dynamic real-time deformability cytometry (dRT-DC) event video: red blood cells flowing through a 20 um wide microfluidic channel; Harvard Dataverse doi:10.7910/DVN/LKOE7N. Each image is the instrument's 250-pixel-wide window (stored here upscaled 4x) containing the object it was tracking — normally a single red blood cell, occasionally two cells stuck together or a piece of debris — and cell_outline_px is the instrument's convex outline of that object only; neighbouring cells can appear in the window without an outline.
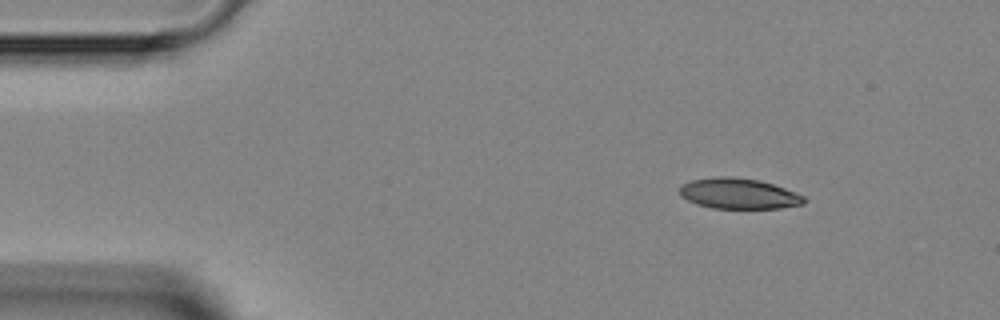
{"species": "Egyptian fruit bat (a non-hibernating species)", "species_latin": "Rousettus aegyptiacus", "temperature_condition": "room temperature", "stored_images_in_passage": 3, "camera_frame_rate_fps": 3000, "um_per_image_px": 0.085, "animal": {"sex": "female"}, "frame": {"image": 1, "passage_image": 1, "time_ms": 0.0, "image_size_px": [1000, 320], "cell_outline_px": [[808, 200], [804, 204], [780, 208], [712, 208], [696, 204], [680, 196], [680, 184], [692, 180], [716, 176], [732, 176], [760, 180], [784, 188], [804, 196]], "centroid_in_image_um": [62.78, 16.45], "position_along_channel_um": 22.2, "area_um2": 22.31}}
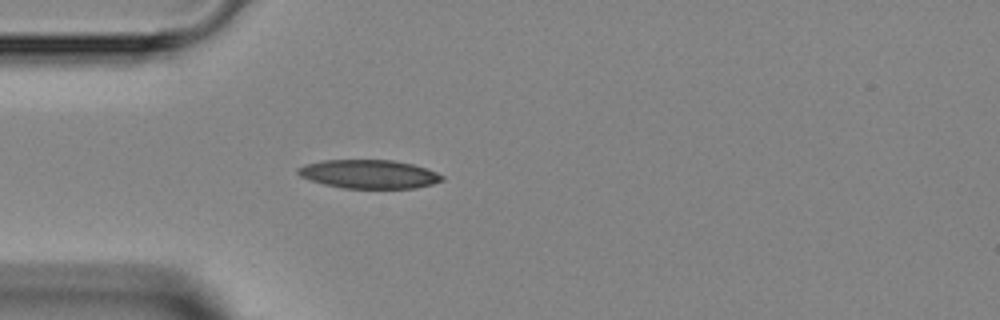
{"frame": {"image": 2, "passage_image": 3, "time_ms": 2.333, "image_size_px": [1000, 320], "cell_outline_px": [[444, 180], [432, 184], [416, 188], [344, 188], [324, 184], [300, 176], [296, 172], [296, 168], [304, 164], [324, 160], [392, 160], [412, 164], [428, 168], [444, 176]], "centroid_in_image_um": [31.37, 14.79], "position_along_channel_um": 53.6, "area_um2": 24.1}}